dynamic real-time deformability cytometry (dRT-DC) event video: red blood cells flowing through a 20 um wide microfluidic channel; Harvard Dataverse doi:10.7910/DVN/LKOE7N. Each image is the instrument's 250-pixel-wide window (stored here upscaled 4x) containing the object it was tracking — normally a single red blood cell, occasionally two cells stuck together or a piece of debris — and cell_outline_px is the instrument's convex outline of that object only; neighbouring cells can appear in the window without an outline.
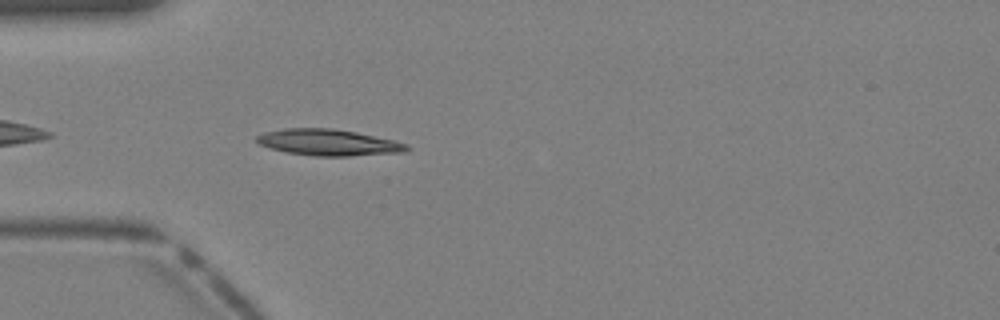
{"species": "Egyptian fruit bat (a non-hibernating species)", "species_latin": "Rousettus aegyptiacus", "temperature_condition": "warm", "stored_images_in_passage": 31, "camera_frame_rate_fps": 3000, "um_per_image_px": 0.085, "animal": {"sex": "female"}, "frame": {"image": 1, "passage_image": 3, "time_ms": 0.667, "image_size_px": [1000, 320], "cell_outline_px": [[412, 148], [404, 152], [348, 156], [316, 156], [288, 152], [272, 148], [260, 144], [256, 140], [256, 136], [264, 132], [284, 128], [332, 128], [356, 132], [392, 140], [408, 144]], "centroid_in_image_um": [27.94, 12.1], "position_along_channel_um": 57.1, "area_um2": 22.83}}
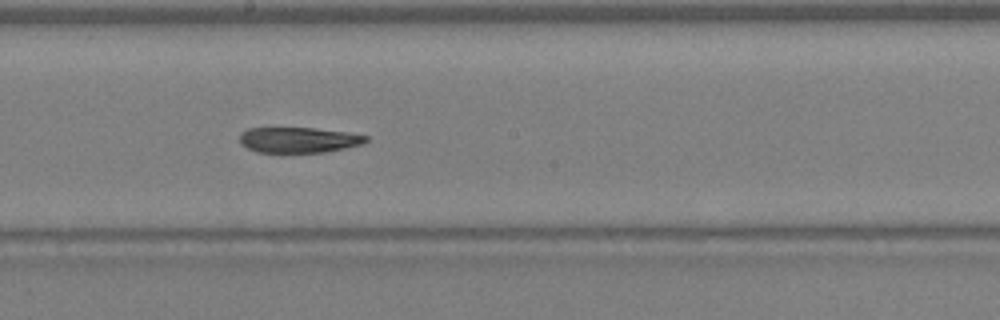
{"frame": {"image": 2, "passage_image": 13, "time_ms": 4.0, "image_size_px": [1000, 320], "cell_outline_px": [[368, 140], [364, 144], [324, 152], [256, 152], [240, 144], [240, 132], [248, 128], [316, 128], [348, 132], [368, 136]], "centroid_in_image_um": [25.38, 11.89], "position_along_channel_um": 222.8, "area_um2": 18.84}}
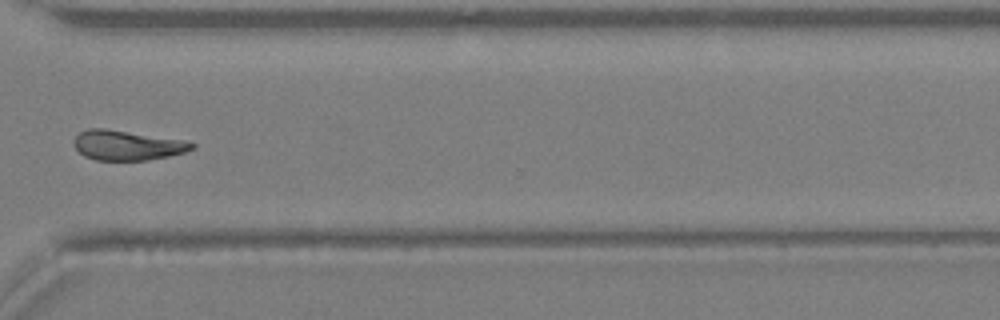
{"frame": {"image": 3, "passage_image": 21, "time_ms": 6.667, "image_size_px": [1000, 320], "cell_outline_px": [[196, 148], [184, 152], [168, 156], [148, 160], [96, 160], [84, 156], [72, 144], [72, 140], [80, 132], [88, 128], [104, 128], [184, 140], [196, 144]], "centroid_in_image_um": [10.79, 12.35], "position_along_channel_um": 359.8, "area_um2": 20.52}}